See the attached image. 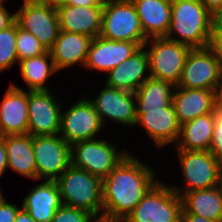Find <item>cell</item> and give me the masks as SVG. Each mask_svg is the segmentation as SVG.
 <instances>
[{"label": "cell", "mask_w": 222, "mask_h": 222, "mask_svg": "<svg viewBox=\"0 0 222 222\" xmlns=\"http://www.w3.org/2000/svg\"><path fill=\"white\" fill-rule=\"evenodd\" d=\"M149 165H144L131 154L102 180V215L124 221L145 194L157 182Z\"/></svg>", "instance_id": "6da1fadb"}, {"label": "cell", "mask_w": 222, "mask_h": 222, "mask_svg": "<svg viewBox=\"0 0 222 222\" xmlns=\"http://www.w3.org/2000/svg\"><path fill=\"white\" fill-rule=\"evenodd\" d=\"M172 16L165 37L188 45L192 49L209 47L212 34V14L200 0H172ZM176 33L178 37H172ZM180 36V38H179Z\"/></svg>", "instance_id": "7a4b0ae2"}, {"label": "cell", "mask_w": 222, "mask_h": 222, "mask_svg": "<svg viewBox=\"0 0 222 222\" xmlns=\"http://www.w3.org/2000/svg\"><path fill=\"white\" fill-rule=\"evenodd\" d=\"M56 182L64 205L86 210L94 216H102L103 192L100 178L70 165Z\"/></svg>", "instance_id": "3957f363"}, {"label": "cell", "mask_w": 222, "mask_h": 222, "mask_svg": "<svg viewBox=\"0 0 222 222\" xmlns=\"http://www.w3.org/2000/svg\"><path fill=\"white\" fill-rule=\"evenodd\" d=\"M100 37L114 41L147 42L131 0H104Z\"/></svg>", "instance_id": "277c9868"}, {"label": "cell", "mask_w": 222, "mask_h": 222, "mask_svg": "<svg viewBox=\"0 0 222 222\" xmlns=\"http://www.w3.org/2000/svg\"><path fill=\"white\" fill-rule=\"evenodd\" d=\"M181 211V196L157 180L123 222H181Z\"/></svg>", "instance_id": "5b68a950"}, {"label": "cell", "mask_w": 222, "mask_h": 222, "mask_svg": "<svg viewBox=\"0 0 222 222\" xmlns=\"http://www.w3.org/2000/svg\"><path fill=\"white\" fill-rule=\"evenodd\" d=\"M149 41L152 42V47L146 49V52L150 77L168 81L177 86L186 58L192 48L165 36L148 38L144 46L149 45Z\"/></svg>", "instance_id": "8992f818"}, {"label": "cell", "mask_w": 222, "mask_h": 222, "mask_svg": "<svg viewBox=\"0 0 222 222\" xmlns=\"http://www.w3.org/2000/svg\"><path fill=\"white\" fill-rule=\"evenodd\" d=\"M123 151L105 140L78 141L70 145L71 165L103 180L128 154Z\"/></svg>", "instance_id": "52a82bcc"}, {"label": "cell", "mask_w": 222, "mask_h": 222, "mask_svg": "<svg viewBox=\"0 0 222 222\" xmlns=\"http://www.w3.org/2000/svg\"><path fill=\"white\" fill-rule=\"evenodd\" d=\"M177 152L186 187L183 192L181 188L172 187L176 193L182 197L187 192L219 186L222 165L210 151L177 150Z\"/></svg>", "instance_id": "ba28073f"}, {"label": "cell", "mask_w": 222, "mask_h": 222, "mask_svg": "<svg viewBox=\"0 0 222 222\" xmlns=\"http://www.w3.org/2000/svg\"><path fill=\"white\" fill-rule=\"evenodd\" d=\"M222 79L220 63L210 47L194 48L182 69L178 87L218 91Z\"/></svg>", "instance_id": "9c48e42d"}, {"label": "cell", "mask_w": 222, "mask_h": 222, "mask_svg": "<svg viewBox=\"0 0 222 222\" xmlns=\"http://www.w3.org/2000/svg\"><path fill=\"white\" fill-rule=\"evenodd\" d=\"M37 179L56 181L71 165L70 144L59 134L32 136Z\"/></svg>", "instance_id": "30bf717a"}, {"label": "cell", "mask_w": 222, "mask_h": 222, "mask_svg": "<svg viewBox=\"0 0 222 222\" xmlns=\"http://www.w3.org/2000/svg\"><path fill=\"white\" fill-rule=\"evenodd\" d=\"M103 125L93 104L85 97L74 103L66 112L61 111L59 135L71 145L78 141L94 139Z\"/></svg>", "instance_id": "8fae6325"}, {"label": "cell", "mask_w": 222, "mask_h": 222, "mask_svg": "<svg viewBox=\"0 0 222 222\" xmlns=\"http://www.w3.org/2000/svg\"><path fill=\"white\" fill-rule=\"evenodd\" d=\"M15 14L20 28L33 34L47 50L53 47L60 31L55 7L24 1Z\"/></svg>", "instance_id": "7c38bea8"}, {"label": "cell", "mask_w": 222, "mask_h": 222, "mask_svg": "<svg viewBox=\"0 0 222 222\" xmlns=\"http://www.w3.org/2000/svg\"><path fill=\"white\" fill-rule=\"evenodd\" d=\"M28 91V134L56 135L60 131L61 105L49 90Z\"/></svg>", "instance_id": "4fadbf2b"}, {"label": "cell", "mask_w": 222, "mask_h": 222, "mask_svg": "<svg viewBox=\"0 0 222 222\" xmlns=\"http://www.w3.org/2000/svg\"><path fill=\"white\" fill-rule=\"evenodd\" d=\"M89 101L93 104L102 123L107 117L117 123L135 126L137 116L133 92L106 85L95 99H89Z\"/></svg>", "instance_id": "5bb4252c"}, {"label": "cell", "mask_w": 222, "mask_h": 222, "mask_svg": "<svg viewBox=\"0 0 222 222\" xmlns=\"http://www.w3.org/2000/svg\"><path fill=\"white\" fill-rule=\"evenodd\" d=\"M141 47L133 41H114L97 36L91 41L84 67L107 73Z\"/></svg>", "instance_id": "9a60e30c"}, {"label": "cell", "mask_w": 222, "mask_h": 222, "mask_svg": "<svg viewBox=\"0 0 222 222\" xmlns=\"http://www.w3.org/2000/svg\"><path fill=\"white\" fill-rule=\"evenodd\" d=\"M136 124L142 125L158 148L178 141L180 123L173 103L162 110H136Z\"/></svg>", "instance_id": "2e32d148"}, {"label": "cell", "mask_w": 222, "mask_h": 222, "mask_svg": "<svg viewBox=\"0 0 222 222\" xmlns=\"http://www.w3.org/2000/svg\"><path fill=\"white\" fill-rule=\"evenodd\" d=\"M0 131L3 136L28 134V92L12 83L0 103Z\"/></svg>", "instance_id": "e0dca14e"}, {"label": "cell", "mask_w": 222, "mask_h": 222, "mask_svg": "<svg viewBox=\"0 0 222 222\" xmlns=\"http://www.w3.org/2000/svg\"><path fill=\"white\" fill-rule=\"evenodd\" d=\"M104 6L61 5L56 8L59 29L95 38L100 35Z\"/></svg>", "instance_id": "ac0fdd59"}, {"label": "cell", "mask_w": 222, "mask_h": 222, "mask_svg": "<svg viewBox=\"0 0 222 222\" xmlns=\"http://www.w3.org/2000/svg\"><path fill=\"white\" fill-rule=\"evenodd\" d=\"M173 106L180 125L213 111L217 104V92L207 89L175 87Z\"/></svg>", "instance_id": "d6986e66"}, {"label": "cell", "mask_w": 222, "mask_h": 222, "mask_svg": "<svg viewBox=\"0 0 222 222\" xmlns=\"http://www.w3.org/2000/svg\"><path fill=\"white\" fill-rule=\"evenodd\" d=\"M145 48L146 46H142L125 62L107 72L105 85L134 93L150 77L149 74L145 75V72L149 71Z\"/></svg>", "instance_id": "ffe728a7"}, {"label": "cell", "mask_w": 222, "mask_h": 222, "mask_svg": "<svg viewBox=\"0 0 222 222\" xmlns=\"http://www.w3.org/2000/svg\"><path fill=\"white\" fill-rule=\"evenodd\" d=\"M147 38L164 37L171 24L172 0H131Z\"/></svg>", "instance_id": "44dd1931"}, {"label": "cell", "mask_w": 222, "mask_h": 222, "mask_svg": "<svg viewBox=\"0 0 222 222\" xmlns=\"http://www.w3.org/2000/svg\"><path fill=\"white\" fill-rule=\"evenodd\" d=\"M22 208L36 222H51L56 210L63 204L56 181L42 182L24 198Z\"/></svg>", "instance_id": "7402d4cb"}, {"label": "cell", "mask_w": 222, "mask_h": 222, "mask_svg": "<svg viewBox=\"0 0 222 222\" xmlns=\"http://www.w3.org/2000/svg\"><path fill=\"white\" fill-rule=\"evenodd\" d=\"M92 39L90 36L60 30L49 50L57 71L76 63L84 67Z\"/></svg>", "instance_id": "603a6c76"}, {"label": "cell", "mask_w": 222, "mask_h": 222, "mask_svg": "<svg viewBox=\"0 0 222 222\" xmlns=\"http://www.w3.org/2000/svg\"><path fill=\"white\" fill-rule=\"evenodd\" d=\"M2 139L5 142L7 152V167L25 177L37 179L32 136L29 134H16L3 136Z\"/></svg>", "instance_id": "cb8c5ba5"}, {"label": "cell", "mask_w": 222, "mask_h": 222, "mask_svg": "<svg viewBox=\"0 0 222 222\" xmlns=\"http://www.w3.org/2000/svg\"><path fill=\"white\" fill-rule=\"evenodd\" d=\"M181 198V213H193L213 221H222V192L219 186L187 192Z\"/></svg>", "instance_id": "d4e9b609"}, {"label": "cell", "mask_w": 222, "mask_h": 222, "mask_svg": "<svg viewBox=\"0 0 222 222\" xmlns=\"http://www.w3.org/2000/svg\"><path fill=\"white\" fill-rule=\"evenodd\" d=\"M212 112L198 116L180 127L176 150L209 151L213 136Z\"/></svg>", "instance_id": "484cf974"}, {"label": "cell", "mask_w": 222, "mask_h": 222, "mask_svg": "<svg viewBox=\"0 0 222 222\" xmlns=\"http://www.w3.org/2000/svg\"><path fill=\"white\" fill-rule=\"evenodd\" d=\"M175 87L168 81L149 77L134 92L136 110H162L168 107L173 101Z\"/></svg>", "instance_id": "4316f807"}, {"label": "cell", "mask_w": 222, "mask_h": 222, "mask_svg": "<svg viewBox=\"0 0 222 222\" xmlns=\"http://www.w3.org/2000/svg\"><path fill=\"white\" fill-rule=\"evenodd\" d=\"M18 64L29 91L49 90L45 87L46 80L58 72L49 50L42 55L20 60Z\"/></svg>", "instance_id": "83f0119b"}, {"label": "cell", "mask_w": 222, "mask_h": 222, "mask_svg": "<svg viewBox=\"0 0 222 222\" xmlns=\"http://www.w3.org/2000/svg\"><path fill=\"white\" fill-rule=\"evenodd\" d=\"M19 63L16 52V21L8 28L0 31V72Z\"/></svg>", "instance_id": "f1b7e54d"}, {"label": "cell", "mask_w": 222, "mask_h": 222, "mask_svg": "<svg viewBox=\"0 0 222 222\" xmlns=\"http://www.w3.org/2000/svg\"><path fill=\"white\" fill-rule=\"evenodd\" d=\"M47 49L31 33L23 30L16 22V52L18 60L44 54Z\"/></svg>", "instance_id": "f546056e"}, {"label": "cell", "mask_w": 222, "mask_h": 222, "mask_svg": "<svg viewBox=\"0 0 222 222\" xmlns=\"http://www.w3.org/2000/svg\"><path fill=\"white\" fill-rule=\"evenodd\" d=\"M214 128L209 151L213 157L222 165V106L218 103L212 111Z\"/></svg>", "instance_id": "4dcf8cb0"}, {"label": "cell", "mask_w": 222, "mask_h": 222, "mask_svg": "<svg viewBox=\"0 0 222 222\" xmlns=\"http://www.w3.org/2000/svg\"><path fill=\"white\" fill-rule=\"evenodd\" d=\"M95 216L90 212L62 204L51 222H91Z\"/></svg>", "instance_id": "1f68e13d"}, {"label": "cell", "mask_w": 222, "mask_h": 222, "mask_svg": "<svg viewBox=\"0 0 222 222\" xmlns=\"http://www.w3.org/2000/svg\"><path fill=\"white\" fill-rule=\"evenodd\" d=\"M21 208L6 201L0 205V222H14Z\"/></svg>", "instance_id": "d6a6232c"}, {"label": "cell", "mask_w": 222, "mask_h": 222, "mask_svg": "<svg viewBox=\"0 0 222 222\" xmlns=\"http://www.w3.org/2000/svg\"><path fill=\"white\" fill-rule=\"evenodd\" d=\"M209 47L213 50L222 70V31H212Z\"/></svg>", "instance_id": "836d02e7"}, {"label": "cell", "mask_w": 222, "mask_h": 222, "mask_svg": "<svg viewBox=\"0 0 222 222\" xmlns=\"http://www.w3.org/2000/svg\"><path fill=\"white\" fill-rule=\"evenodd\" d=\"M15 20V13L11 14L4 6H0V31L11 26L15 22Z\"/></svg>", "instance_id": "e575fe53"}, {"label": "cell", "mask_w": 222, "mask_h": 222, "mask_svg": "<svg viewBox=\"0 0 222 222\" xmlns=\"http://www.w3.org/2000/svg\"><path fill=\"white\" fill-rule=\"evenodd\" d=\"M64 4L71 6H104V0H65Z\"/></svg>", "instance_id": "d590c367"}, {"label": "cell", "mask_w": 222, "mask_h": 222, "mask_svg": "<svg viewBox=\"0 0 222 222\" xmlns=\"http://www.w3.org/2000/svg\"><path fill=\"white\" fill-rule=\"evenodd\" d=\"M8 160H7V152L5 147V142L2 139L0 141V177L7 169Z\"/></svg>", "instance_id": "8d00e7d4"}, {"label": "cell", "mask_w": 222, "mask_h": 222, "mask_svg": "<svg viewBox=\"0 0 222 222\" xmlns=\"http://www.w3.org/2000/svg\"><path fill=\"white\" fill-rule=\"evenodd\" d=\"M181 222H222V221H213L205 217L195 215L193 213H181Z\"/></svg>", "instance_id": "74e56055"}, {"label": "cell", "mask_w": 222, "mask_h": 222, "mask_svg": "<svg viewBox=\"0 0 222 222\" xmlns=\"http://www.w3.org/2000/svg\"><path fill=\"white\" fill-rule=\"evenodd\" d=\"M212 31H222V6L212 14Z\"/></svg>", "instance_id": "f35d334b"}, {"label": "cell", "mask_w": 222, "mask_h": 222, "mask_svg": "<svg viewBox=\"0 0 222 222\" xmlns=\"http://www.w3.org/2000/svg\"><path fill=\"white\" fill-rule=\"evenodd\" d=\"M24 1L37 5L52 6L55 8L64 5L65 2V0H24Z\"/></svg>", "instance_id": "ab89813d"}, {"label": "cell", "mask_w": 222, "mask_h": 222, "mask_svg": "<svg viewBox=\"0 0 222 222\" xmlns=\"http://www.w3.org/2000/svg\"><path fill=\"white\" fill-rule=\"evenodd\" d=\"M204 7L213 14L222 6V0H200Z\"/></svg>", "instance_id": "60d3db41"}, {"label": "cell", "mask_w": 222, "mask_h": 222, "mask_svg": "<svg viewBox=\"0 0 222 222\" xmlns=\"http://www.w3.org/2000/svg\"><path fill=\"white\" fill-rule=\"evenodd\" d=\"M14 222H36L29 213L24 210L22 207L18 211Z\"/></svg>", "instance_id": "b9f144b4"}, {"label": "cell", "mask_w": 222, "mask_h": 222, "mask_svg": "<svg viewBox=\"0 0 222 222\" xmlns=\"http://www.w3.org/2000/svg\"><path fill=\"white\" fill-rule=\"evenodd\" d=\"M95 219V220H94ZM91 222H123L122 220L112 219L106 216H95Z\"/></svg>", "instance_id": "7bdbcfd3"}, {"label": "cell", "mask_w": 222, "mask_h": 222, "mask_svg": "<svg viewBox=\"0 0 222 222\" xmlns=\"http://www.w3.org/2000/svg\"><path fill=\"white\" fill-rule=\"evenodd\" d=\"M217 103L222 106V79L219 85V89L217 91Z\"/></svg>", "instance_id": "ee69618b"}, {"label": "cell", "mask_w": 222, "mask_h": 222, "mask_svg": "<svg viewBox=\"0 0 222 222\" xmlns=\"http://www.w3.org/2000/svg\"><path fill=\"white\" fill-rule=\"evenodd\" d=\"M6 200V198L3 197L2 191L0 190V205L3 204Z\"/></svg>", "instance_id": "f6af8a7d"}, {"label": "cell", "mask_w": 222, "mask_h": 222, "mask_svg": "<svg viewBox=\"0 0 222 222\" xmlns=\"http://www.w3.org/2000/svg\"><path fill=\"white\" fill-rule=\"evenodd\" d=\"M219 187H220L221 192H222V174H221V177H220Z\"/></svg>", "instance_id": "bcb514c9"}, {"label": "cell", "mask_w": 222, "mask_h": 222, "mask_svg": "<svg viewBox=\"0 0 222 222\" xmlns=\"http://www.w3.org/2000/svg\"><path fill=\"white\" fill-rule=\"evenodd\" d=\"M3 1H5V0H0V6H3Z\"/></svg>", "instance_id": "7dc6e473"}, {"label": "cell", "mask_w": 222, "mask_h": 222, "mask_svg": "<svg viewBox=\"0 0 222 222\" xmlns=\"http://www.w3.org/2000/svg\"><path fill=\"white\" fill-rule=\"evenodd\" d=\"M3 138V135L1 134V131H0V141L2 140Z\"/></svg>", "instance_id": "c3c4849f"}]
</instances>
